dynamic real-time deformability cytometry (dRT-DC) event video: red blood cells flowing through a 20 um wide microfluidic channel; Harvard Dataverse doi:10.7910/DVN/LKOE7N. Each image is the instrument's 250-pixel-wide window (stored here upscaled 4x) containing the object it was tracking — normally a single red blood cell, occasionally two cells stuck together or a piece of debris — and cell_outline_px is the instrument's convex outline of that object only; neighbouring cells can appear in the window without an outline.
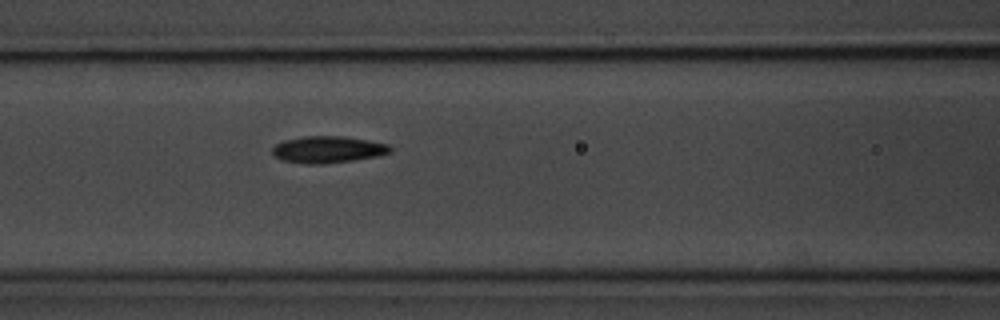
{"species": "common noctule bat (a hibernating species)", "species_latin": "Nyctalus noctula", "temperature_condition": "room temperature", "stored_images_in_passage": 5, "camera_frame_rate_fps": 3000, "um_per_image_px": 0.085, "animal": {"sex": "male", "body_mass_g": 20.1, "forearm_length_mm": 53.5}, "frame": {"image": 1, "passage_image": 5, "time_ms": 5.667, "image_size_px": [1000, 320], "cell_outline_px": [[392, 152], [376, 156], [352, 160], [320, 164], [308, 164], [280, 160], [272, 152], [272, 148], [276, 144], [284, 140], [304, 136], [344, 136], [368, 140], [388, 144], [392, 148]], "centroid_in_image_um": [27.86, 12.7], "position_along_channel_um": 138.7, "area_um2": 18.32}}